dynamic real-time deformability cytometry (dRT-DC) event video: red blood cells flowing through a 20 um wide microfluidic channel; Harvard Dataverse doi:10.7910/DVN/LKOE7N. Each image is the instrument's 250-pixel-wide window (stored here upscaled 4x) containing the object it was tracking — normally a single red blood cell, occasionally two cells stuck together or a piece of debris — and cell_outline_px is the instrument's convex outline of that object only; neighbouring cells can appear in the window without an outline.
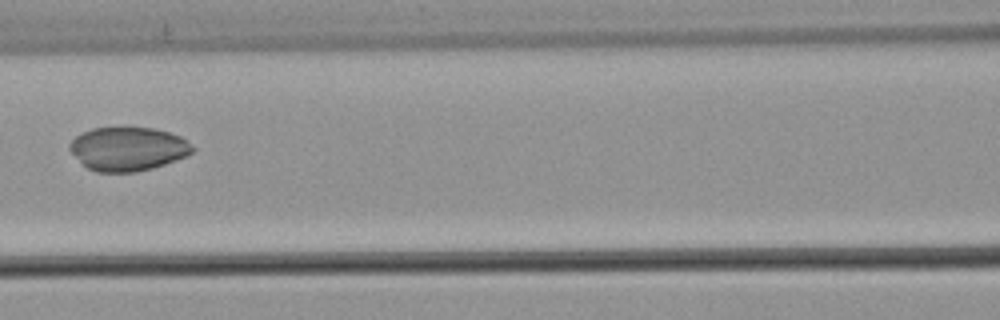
{"species": "common noctule bat (a hibernating species)", "species_latin": "Nyctalus noctula", "temperature_condition": "warm", "stored_images_in_passage": 6, "camera_frame_rate_fps": 3000, "um_per_image_px": 0.085, "animal": {"sex": "male", "body_mass_g": 21.5, "forearm_length_mm": 52.0}, "frame": {"image": 1, "passage_image": 6, "time_ms": 1.667, "image_size_px": [1000, 320], "cell_outline_px": [[196, 148], [188, 156], [152, 168], [136, 172], [96, 172], [88, 168], [68, 148], [68, 144], [80, 132], [92, 128], [152, 128], [168, 132], [180, 136]], "centroid_in_image_um": [10.88, 12.65], "position_along_channel_um": 155.7, "area_um2": 31.15}}